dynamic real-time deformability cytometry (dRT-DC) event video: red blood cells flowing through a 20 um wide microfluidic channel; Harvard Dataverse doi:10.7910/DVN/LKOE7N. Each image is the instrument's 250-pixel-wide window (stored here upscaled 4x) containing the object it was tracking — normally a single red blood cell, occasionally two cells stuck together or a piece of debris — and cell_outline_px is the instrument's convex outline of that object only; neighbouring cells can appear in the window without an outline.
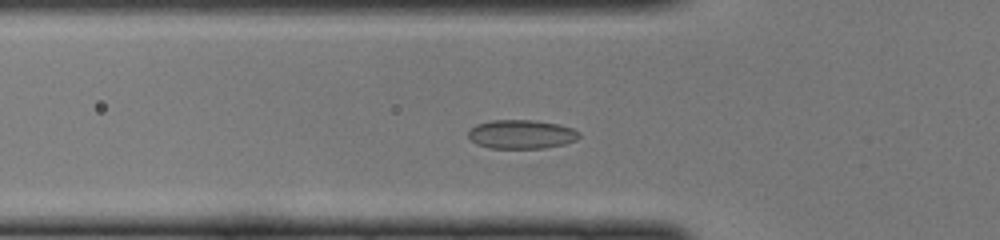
{"species": "common noctule bat (a hibernating species)", "species_latin": "Nyctalus noctula", "temperature_condition": "cold", "stored_images_in_passage": 26, "camera_frame_rate_fps": 3000, "um_per_image_px": 0.085, "animal": {"sex": "female", "body_mass_g": 22.0, "forearm_length_mm": 56.7}, "frame": {"image": 1, "passage_image": 10, "time_ms": 3.0, "image_size_px": [1000, 240], "cell_outline_px": [[580, 136], [576, 140], [564, 144], [544, 148], [488, 148], [476, 144], [468, 136], [468, 128], [476, 124], [492, 120], [532, 120], [560, 124], [572, 128], [580, 132]], "centroid_in_image_um": [44.3, 11.41], "position_along_channel_um": 81.5, "area_um2": 18.84}}
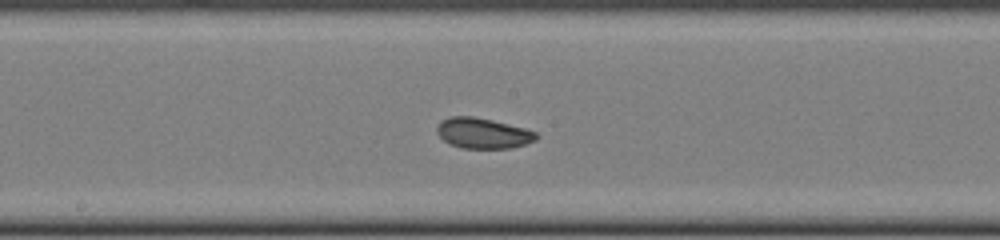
{"frame": {"image": 2, "passage_image": 19, "time_ms": 6.0, "image_size_px": [1000, 240], "cell_outline_px": [[540, 136], [536, 140], [512, 148], [464, 148], [448, 144], [436, 132], [436, 128], [440, 120], [448, 116], [472, 116], [492, 120], [524, 128], [536, 132]], "centroid_in_image_um": [41.03, 11.32], "position_along_channel_um": 207.2, "area_um2": 17.74}}
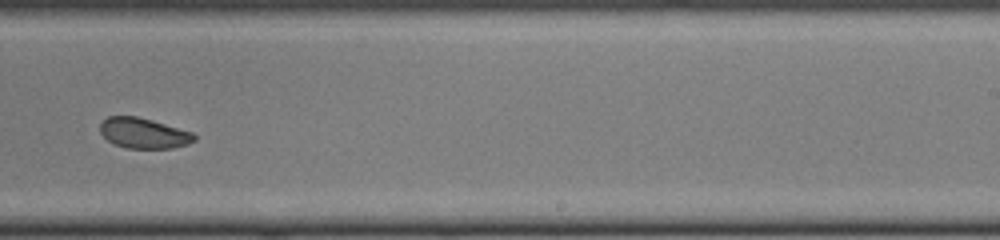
{"frame": {"image": 3, "passage_image": 24, "time_ms": 7.667, "image_size_px": [1000, 240], "cell_outline_px": [[196, 140], [188, 144], [172, 148], [128, 148], [116, 144], [108, 140], [100, 132], [100, 124], [108, 116], [136, 116], [152, 120], [192, 132], [196, 136]], "centroid_in_image_um": [12.22, 11.32], "position_along_channel_um": 276.8, "area_um2": 16.53}}